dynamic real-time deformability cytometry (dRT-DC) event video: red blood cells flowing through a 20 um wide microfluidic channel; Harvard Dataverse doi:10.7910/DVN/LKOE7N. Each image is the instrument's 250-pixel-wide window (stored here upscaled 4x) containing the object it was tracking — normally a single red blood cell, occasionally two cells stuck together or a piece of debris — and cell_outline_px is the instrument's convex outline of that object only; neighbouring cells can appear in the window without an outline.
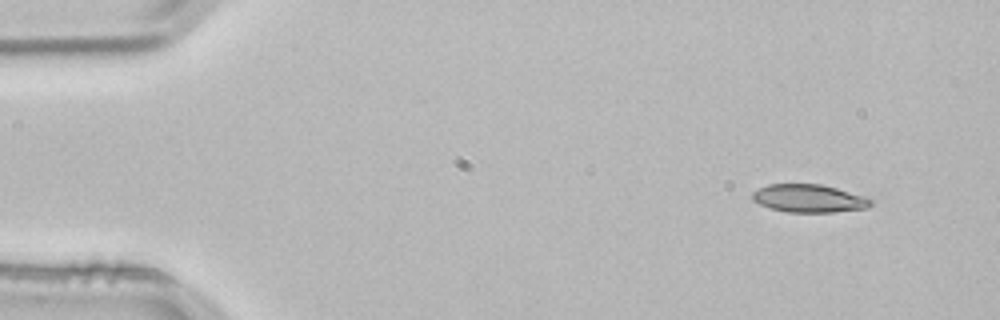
{"species": "common noctule bat (a hibernating species)", "species_latin": "Nyctalus noctula", "temperature_condition": "room temperature", "stored_images_in_passage": 3, "segment_of_instrument_passage": [1, 2], "camera_frame_rate_fps": 3000, "um_per_image_px": 0.085, "animal": {"sex": "male", "body_mass_g": 21.5, "forearm_length_mm": 52.0}, "frame": {"image": 1, "passage_image": 1, "time_ms": 0.0, "image_size_px": [1000, 320], "cell_outline_px": [[872, 204], [868, 208], [836, 212], [784, 212], [768, 208], [752, 200], [752, 192], [768, 184], [820, 184], [836, 188], [864, 196], [872, 200]], "centroid_in_image_um": [68.75, 16.87], "position_along_channel_um": 16.3, "area_um2": 19.36}}